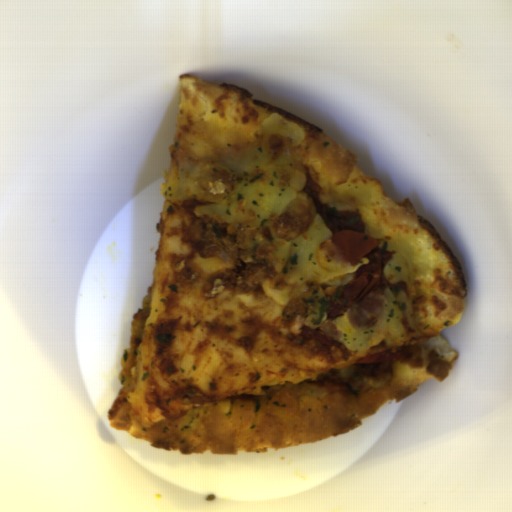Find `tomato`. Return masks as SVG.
<instances>
[{
    "mask_svg": "<svg viewBox=\"0 0 512 512\" xmlns=\"http://www.w3.org/2000/svg\"><path fill=\"white\" fill-rule=\"evenodd\" d=\"M330 239L349 264L355 266L364 257L368 261L358 266L354 278L328 302L327 317L334 318L385 284L384 272L394 255L379 248L373 236L349 228L333 232Z\"/></svg>",
    "mask_w": 512,
    "mask_h": 512,
    "instance_id": "1",
    "label": "tomato"
},
{
    "mask_svg": "<svg viewBox=\"0 0 512 512\" xmlns=\"http://www.w3.org/2000/svg\"><path fill=\"white\" fill-rule=\"evenodd\" d=\"M301 335L304 339H310L324 344L334 346L341 350L344 357L350 355L349 348L342 342L337 341L318 329H314L311 326L304 325L301 330Z\"/></svg>",
    "mask_w": 512,
    "mask_h": 512,
    "instance_id": "3",
    "label": "tomato"
},
{
    "mask_svg": "<svg viewBox=\"0 0 512 512\" xmlns=\"http://www.w3.org/2000/svg\"><path fill=\"white\" fill-rule=\"evenodd\" d=\"M410 352L401 350L399 352L385 351L382 353L365 354L359 360L358 364H375V363H396L410 361Z\"/></svg>",
    "mask_w": 512,
    "mask_h": 512,
    "instance_id": "2",
    "label": "tomato"
}]
</instances>
